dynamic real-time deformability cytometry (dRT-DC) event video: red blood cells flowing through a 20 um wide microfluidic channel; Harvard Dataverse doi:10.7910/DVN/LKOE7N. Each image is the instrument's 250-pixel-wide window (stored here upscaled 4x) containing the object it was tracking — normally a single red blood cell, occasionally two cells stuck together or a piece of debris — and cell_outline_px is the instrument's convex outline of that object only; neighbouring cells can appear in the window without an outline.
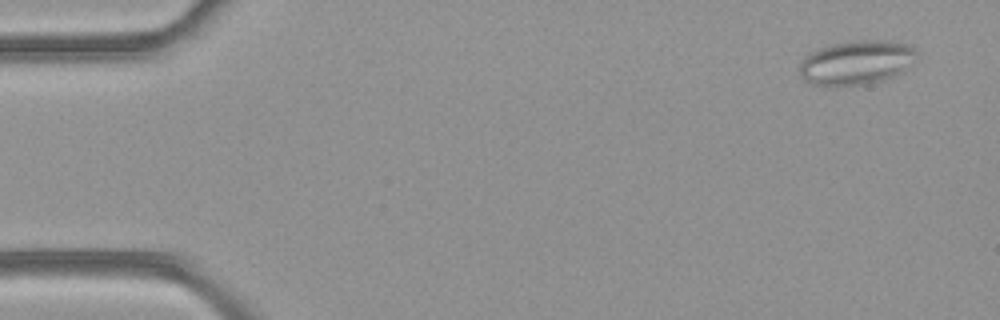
{"species": "common noctule bat (a hibernating species)", "species_latin": "Nyctalus noctula", "temperature_condition": "room temperature", "stored_images_in_passage": 49, "camera_frame_rate_fps": 3000, "um_per_image_px": 0.085, "animal": {"sex": "female", "body_mass_g": 21.9}, "frame": {"image": 1, "passage_image": 2, "time_ms": 0.333, "image_size_px": [1000, 320], "cell_outline_px": [[920, 60], [904, 72], [884, 80], [868, 84], [832, 88], [828, 88], [808, 84], [800, 76], [800, 60], [804, 56], [820, 48], [836, 44], [868, 40], [880, 40], [904, 44], [912, 48], [916, 52]], "centroid_in_image_um": [72.8, 5.39], "position_along_channel_um": 12.2, "area_um2": 30.87}}
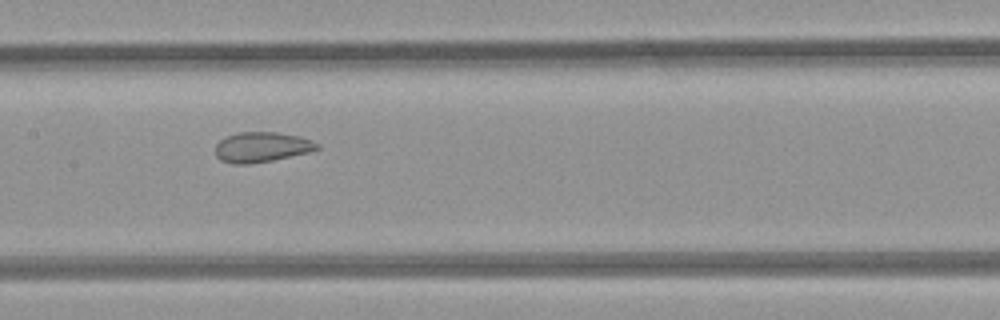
{"frame": {"image": 2, "passage_image": 24, "time_ms": 7.667, "image_size_px": [1000, 320], "cell_outline_px": [[320, 148], [308, 152], [272, 160], [248, 164], [236, 164], [220, 160], [216, 156], [216, 144], [220, 140], [236, 132], [276, 132], [300, 136], [312, 140], [320, 144]], "centroid_in_image_um": [22.25, 12.49], "position_along_channel_um": 185.1, "area_um2": 17.8}}
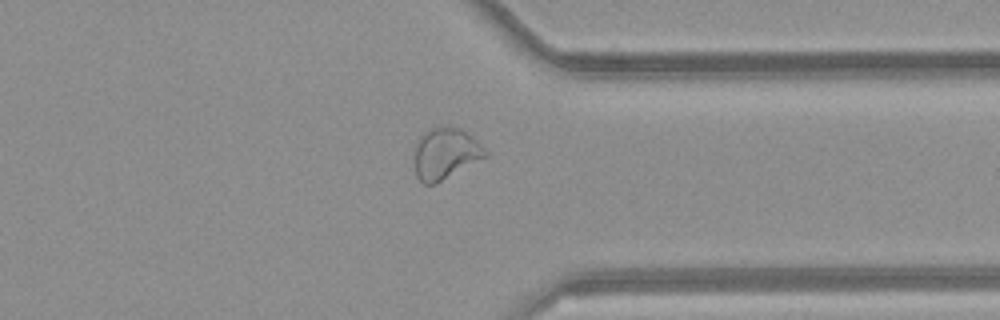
{"frame": {"image": 3, "passage_image": 38, "time_ms": 12.333, "image_size_px": [1000, 320], "cell_outline_px": [[488, 156], [436, 184], [424, 184], [416, 176], [416, 144], [420, 136], [424, 132], [432, 128], [460, 128], [476, 140], [488, 152]], "centroid_in_image_um": [37.88, 13.08], "position_along_channel_um": 373.5, "area_um2": 20.75}, "authors_computed_cell_mechanics": {"area_um2": 22.6576, "velocity_mm_per_s": 4.1185, "shape_relaxation_time_tau1_ms": null, "shape_relaxation_time_tau2_ms": 1.2201, "deformation_change_tau1": null, "deformation_change_tau2": 0.0745}}